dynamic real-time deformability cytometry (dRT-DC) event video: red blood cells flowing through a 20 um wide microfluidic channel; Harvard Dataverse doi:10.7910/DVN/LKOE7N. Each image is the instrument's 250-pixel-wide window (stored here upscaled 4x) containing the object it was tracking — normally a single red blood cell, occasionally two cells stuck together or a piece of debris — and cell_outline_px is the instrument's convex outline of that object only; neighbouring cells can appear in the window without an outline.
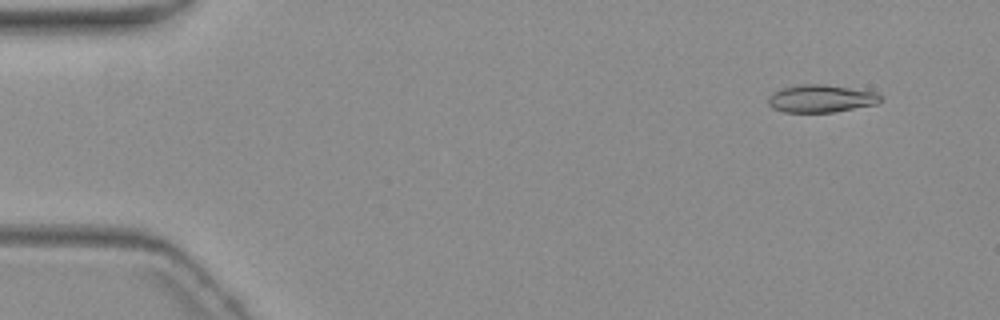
{"species": "common noctule bat (a hibernating species)", "species_latin": "Nyctalus noctula", "temperature_condition": "warm", "stored_images_in_passage": 5, "camera_frame_rate_fps": 3000, "um_per_image_px": 0.085, "animal": {"sex": "female", "body_mass_g": 19.3, "forearm_length_mm": 54.1}, "frame": {"image": 1, "passage_image": 2, "time_ms": 1.0, "image_size_px": [1000, 320], "cell_outline_px": [[880, 100], [876, 104], [832, 112], [784, 112], [772, 108], [768, 104], [768, 100], [780, 88], [800, 84], [820, 84], [876, 92], [880, 96]], "centroid_in_image_um": [69.75, 8.38], "position_along_channel_um": 15.2, "area_um2": 17.69}}